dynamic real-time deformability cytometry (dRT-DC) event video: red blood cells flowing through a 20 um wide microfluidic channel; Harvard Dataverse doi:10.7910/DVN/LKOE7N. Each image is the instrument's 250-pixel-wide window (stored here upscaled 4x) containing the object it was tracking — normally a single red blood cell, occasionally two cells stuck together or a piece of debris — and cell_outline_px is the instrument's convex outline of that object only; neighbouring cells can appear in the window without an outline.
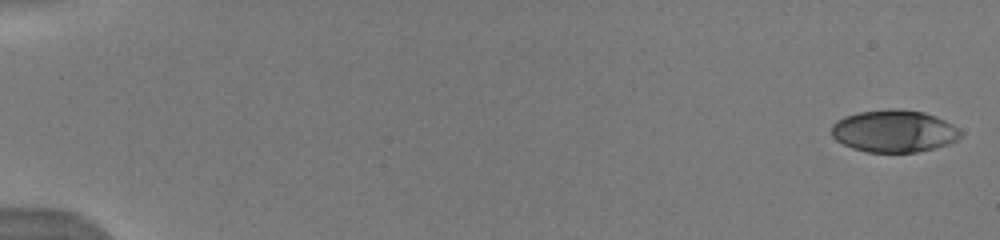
{"species": "human", "species_latin": "Homo sapiens", "temperature_condition": "warm", "stored_images_in_passage": 15, "camera_frame_rate_fps": 3000, "um_per_image_px": 0.085, "donor": {"sex": "male"}, "frame": {"image": 1, "passage_image": 1, "time_ms": 0.0, "image_size_px": [1000, 240], "cell_outline_px": [[964, 136], [948, 144], [916, 152], [868, 152], [852, 148], [836, 140], [832, 136], [832, 124], [836, 120], [844, 116], [856, 112], [892, 108], [896, 108], [924, 112], [936, 116], [952, 124]], "centroid_in_image_um": [75.97, 11.13], "position_along_channel_um": 9.0, "area_um2": 31.85}}
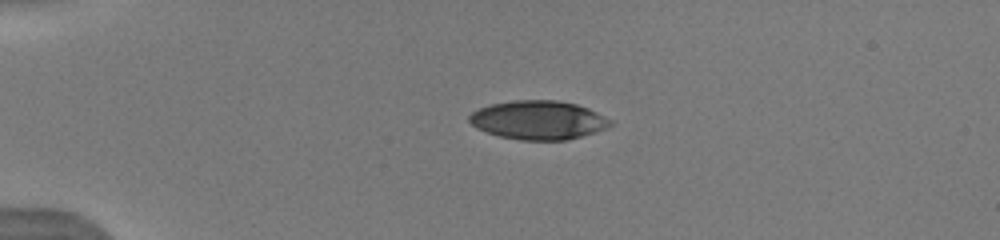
{"frame": {"image": 2, "passage_image": 8, "time_ms": 4.0, "image_size_px": [1000, 240], "cell_outline_px": [[612, 124], [604, 128], [568, 140], [520, 140], [500, 136], [476, 128], [468, 120], [468, 116], [472, 112], [480, 108], [492, 104], [512, 100], [556, 100], [576, 104], [588, 108], [612, 120]], "centroid_in_image_um": [45.73, 10.2], "position_along_channel_um": 39.3, "area_um2": 31.62}}
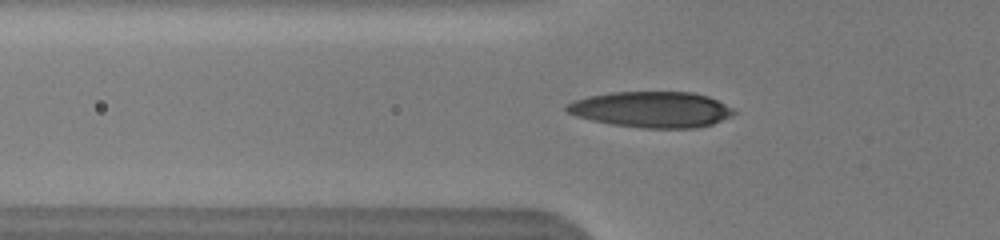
{"frame": {"image": 3, "passage_image": 13, "time_ms": 6.0, "image_size_px": [1000, 240], "cell_outline_px": [[736, 112], [712, 124], [696, 128], [644, 128], [612, 124], [592, 120], [576, 116], [568, 112], [564, 108], [564, 104], [588, 96], [612, 92], [692, 92], [708, 96], [732, 108]], "centroid_in_image_um": [55.34, 9.3], "position_along_channel_um": 70.5, "area_um2": 34.74}}